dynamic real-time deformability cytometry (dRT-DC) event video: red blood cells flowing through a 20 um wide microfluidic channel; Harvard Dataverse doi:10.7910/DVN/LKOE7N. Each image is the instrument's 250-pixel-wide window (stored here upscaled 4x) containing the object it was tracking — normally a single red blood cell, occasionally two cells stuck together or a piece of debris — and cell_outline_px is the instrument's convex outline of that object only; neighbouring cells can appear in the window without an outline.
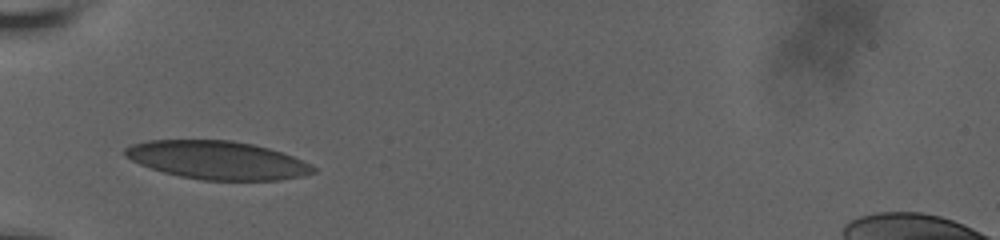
{"species": "human", "species_latin": "Homo sapiens", "temperature_condition": "room temperature", "stored_images_in_passage": 8, "camera_frame_rate_fps": 3000, "um_per_image_px": 0.085, "donor": {"sex": "male"}, "frame": {"image": 1, "passage_image": 1, "time_ms": 0.0, "image_size_px": [1000, 240], "cell_outline_px": [[316, 172], [300, 176], [280, 180], [204, 180], [180, 176], [164, 172], [140, 164], [124, 156], [124, 148], [132, 144], [148, 140], [232, 140], [252, 144], [268, 148], [292, 156], [316, 168]], "centroid_in_image_um": [18.44, 13.61], "position_along_channel_um": 66.6, "area_um2": 41.62}}
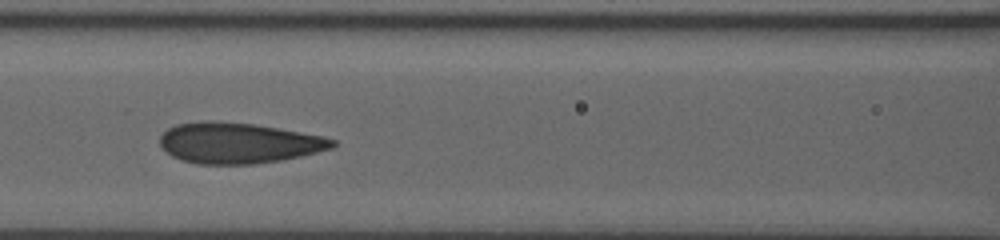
{"frame": {"image": 2, "passage_image": 5, "time_ms": 2.333, "image_size_px": [1000, 240], "cell_outline_px": [[336, 144], [332, 148], [300, 156], [280, 160], [256, 164], [196, 164], [180, 160], [172, 156], [160, 144], [160, 136], [168, 128], [176, 124], [208, 120], [212, 120], [252, 124], [324, 136], [336, 140]], "centroid_in_image_um": [20.25, 12.16], "position_along_channel_um": 146.4, "area_um2": 40.81}}
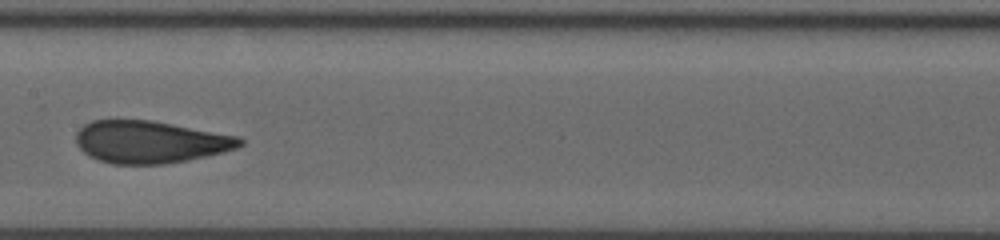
{"frame": {"image": 3, "passage_image": 7, "time_ms": 3.667, "image_size_px": [1000, 240], "cell_outline_px": [[244, 144], [236, 148], [224, 152], [188, 160], [164, 164], [112, 164], [96, 160], [88, 156], [76, 144], [76, 132], [84, 124], [92, 120], [152, 120], [240, 136], [244, 140]], "centroid_in_image_um": [12.77, 12.06], "position_along_channel_um": 194.6, "area_um2": 40.75}}